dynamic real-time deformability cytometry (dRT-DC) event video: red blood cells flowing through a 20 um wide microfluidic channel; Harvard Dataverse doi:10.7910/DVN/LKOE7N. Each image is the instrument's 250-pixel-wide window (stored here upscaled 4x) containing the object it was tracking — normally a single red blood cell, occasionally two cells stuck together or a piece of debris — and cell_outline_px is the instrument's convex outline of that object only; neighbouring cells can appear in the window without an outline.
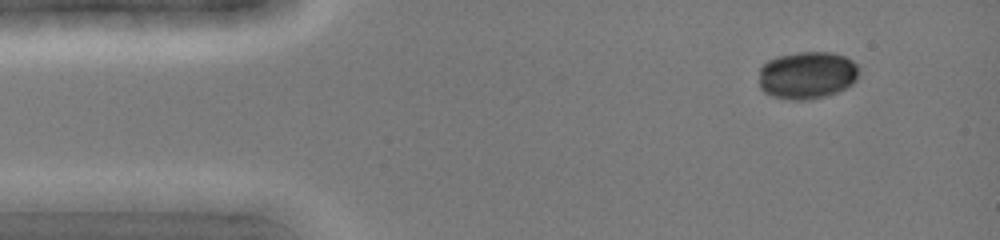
{"species": "common noctule bat (a hibernating species)", "species_latin": "Nyctalus noctula", "temperature_condition": "cold", "stored_images_in_passage": 43, "camera_frame_rate_fps": 3000, "um_per_image_px": 0.085, "animal": {"sex": "female", "body_mass_g": 19.0, "forearm_length_mm": 51.5}, "frame": {"image": 1, "passage_image": 4, "time_ms": 1.0, "image_size_px": [1000, 240], "cell_outline_px": [[860, 68], [856, 80], [852, 84], [836, 92], [824, 96], [808, 100], [784, 100], [772, 96], [764, 92], [760, 88], [760, 68], [768, 60], [776, 56], [800, 52], [832, 52], [844, 56], [852, 60]], "centroid_in_image_um": [68.6, 6.39], "position_along_channel_um": 16.4, "area_um2": 27.86}}
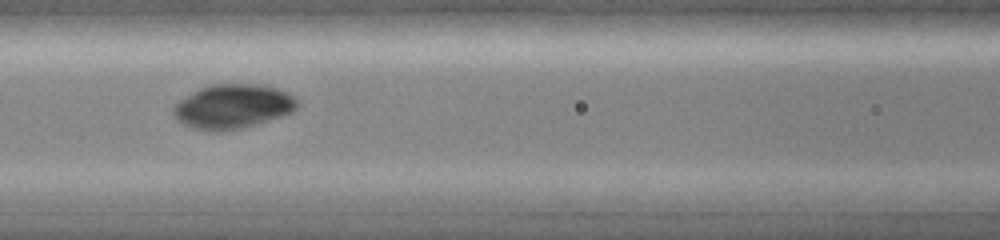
{"frame": {"image": 2, "passage_image": 18, "time_ms": 5.667, "image_size_px": [1000, 240], "cell_outline_px": [[300, 104], [292, 112], [244, 128], [224, 132], [212, 132], [192, 128], [176, 120], [172, 112], [172, 108], [180, 100], [200, 88], [212, 84], [260, 84], [276, 88], [288, 92]], "centroid_in_image_um": [19.77, 9.06], "position_along_channel_um": 146.8, "area_um2": 32.14}}
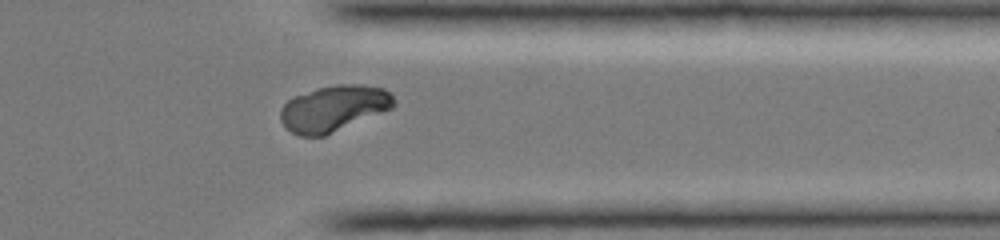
{"frame": {"image": 3, "passage_image": 34, "time_ms": 11.0, "image_size_px": [1000, 240], "cell_outline_px": [[396, 104], [392, 108], [324, 136], [300, 136], [284, 128], [280, 120], [280, 108], [292, 96], [316, 88], [336, 84], [360, 84], [384, 88], [392, 96]], "centroid_in_image_um": [28.32, 9.21], "position_along_channel_um": 383.1, "area_um2": 30.52}}